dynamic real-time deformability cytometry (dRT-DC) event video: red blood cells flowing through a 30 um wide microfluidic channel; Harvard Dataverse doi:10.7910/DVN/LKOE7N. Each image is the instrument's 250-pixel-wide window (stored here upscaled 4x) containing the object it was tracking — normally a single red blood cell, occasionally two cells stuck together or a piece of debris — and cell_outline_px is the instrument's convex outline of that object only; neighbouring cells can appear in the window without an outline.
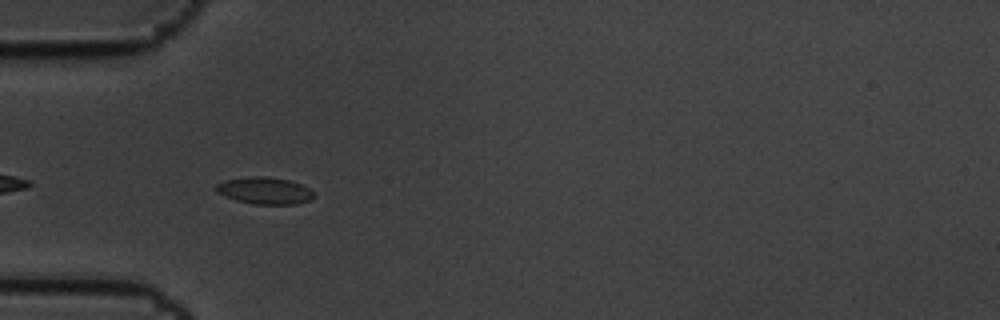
{"species": "common noctule bat (a hibernating species)", "species_latin": "Nyctalus noctula", "temperature_condition": "cold", "stored_images_in_passage": 8, "camera_frame_rate_fps": 3000, "um_per_image_px": 0.085, "animal": {"sex": "male", "body_mass_g": 19.5, "forearm_length_mm": 54.6}, "frame": {"image": 1, "passage_image": 6, "time_ms": 1.667, "image_size_px": [1000, 320], "cell_outline_px": [[316, 196], [308, 200], [296, 204], [256, 204], [236, 200], [224, 196], [216, 192], [216, 184], [224, 180], [252, 176], [264, 176], [288, 180], [300, 184], [308, 188]], "centroid_in_image_um": [22.47, 16.2], "position_along_channel_um": 62.5, "area_um2": 15.2}}
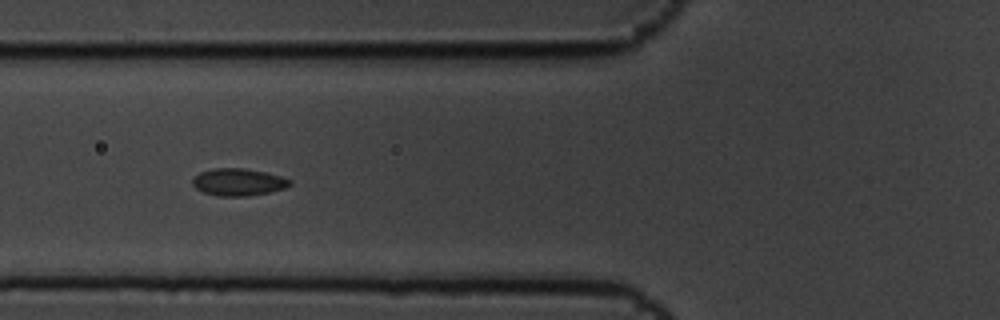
{"frame": {"image": 2, "passage_image": 7, "time_ms": 2.0, "image_size_px": [1000, 320], "cell_outline_px": [[292, 184], [284, 188], [268, 192], [248, 196], [216, 196], [204, 192], [196, 188], [192, 184], [192, 180], [200, 172], [212, 168], [244, 168], [264, 172], [280, 176], [292, 180]], "centroid_in_image_um": [20.25, 15.47], "position_along_channel_um": 105.6, "area_um2": 15.37}}
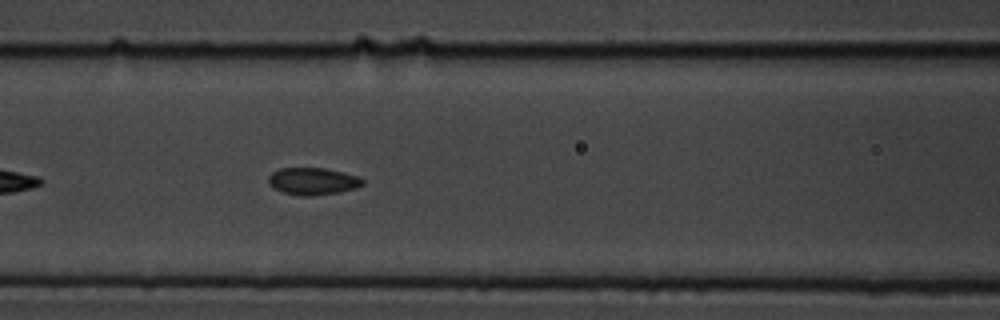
{"frame": {"image": 3, "passage_image": 8, "time_ms": 2.333, "image_size_px": [1000, 320], "cell_outline_px": [[364, 184], [356, 188], [340, 192], [312, 196], [304, 196], [284, 192], [272, 188], [268, 184], [268, 176], [272, 172], [280, 168], [324, 168], [360, 176], [364, 180]], "centroid_in_image_um": [26.59, 15.4], "position_along_channel_um": 140.0, "area_um2": 15.03}}